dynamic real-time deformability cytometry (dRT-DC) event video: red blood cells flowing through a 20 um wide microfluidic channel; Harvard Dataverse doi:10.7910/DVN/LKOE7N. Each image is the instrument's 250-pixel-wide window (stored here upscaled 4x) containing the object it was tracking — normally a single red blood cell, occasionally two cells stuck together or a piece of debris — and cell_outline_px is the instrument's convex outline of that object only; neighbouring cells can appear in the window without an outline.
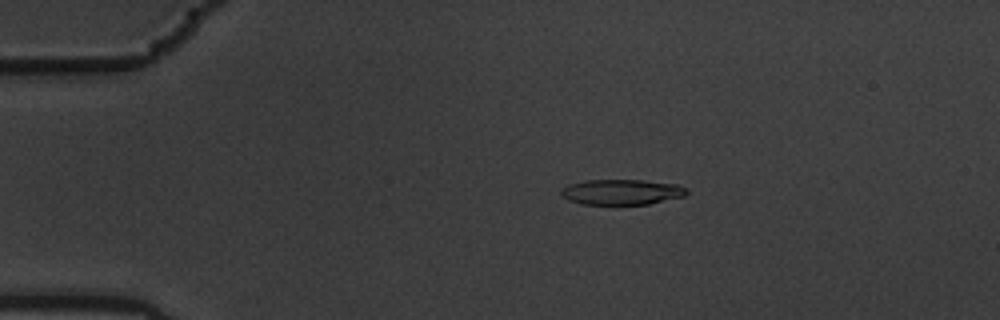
{"species": "common noctule bat (a hibernating species)", "species_latin": "Nyctalus noctula", "temperature_condition": "warm", "stored_images_in_passage": 49, "camera_frame_rate_fps": 3000, "um_per_image_px": 0.085, "animal": {"sex": "male", "body_mass_g": 19.5, "forearm_length_mm": 54.6}, "frame": {"image": 1, "passage_image": 5, "time_ms": 1.333, "image_size_px": [1000, 320], "cell_outline_px": [[688, 192], [684, 196], [648, 204], [580, 204], [568, 200], [560, 192], [568, 184], [584, 180], [644, 180], [680, 184], [688, 188]], "centroid_in_image_um": [52.88, 16.31], "position_along_channel_um": 32.1, "area_um2": 18.67}}
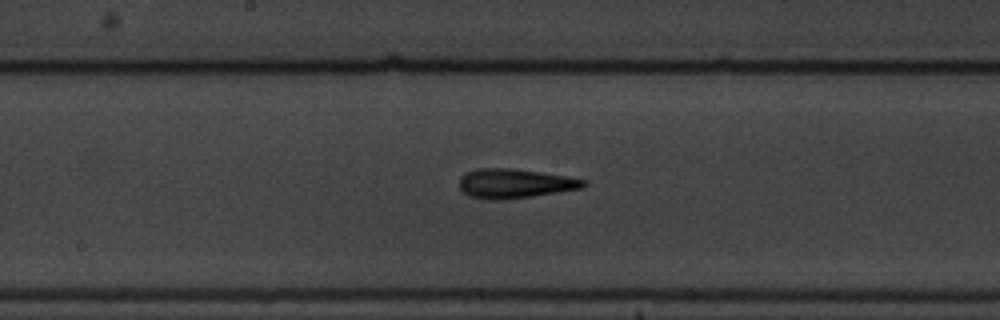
{"frame": {"image": 2, "passage_image": 24, "time_ms": 7.667, "image_size_px": [1000, 320], "cell_outline_px": [[588, 184], [580, 188], [560, 192], [532, 196], [500, 200], [496, 200], [468, 196], [460, 188], [460, 176], [464, 172], [476, 168], [512, 168], [568, 176], [588, 180]], "centroid_in_image_um": [43.76, 15.58], "position_along_channel_um": 204.4, "area_um2": 21.39}}
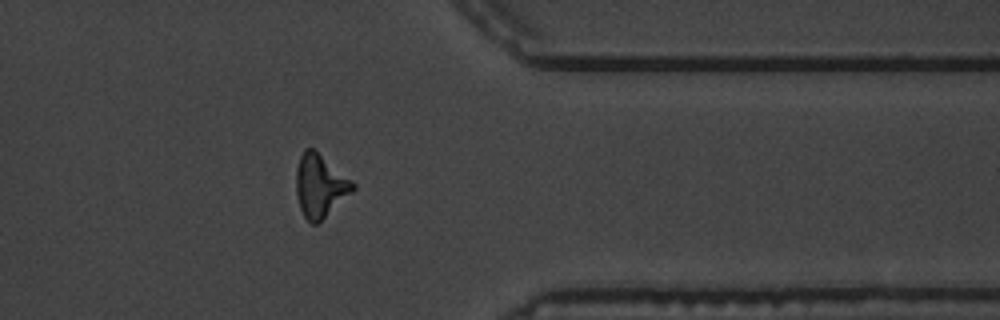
{"frame": {"image": 3, "passage_image": 40, "time_ms": 13.0, "image_size_px": [1000, 320], "cell_outline_px": [[356, 188], [352, 192], [316, 224], [312, 224], [304, 216], [300, 208], [296, 192], [296, 168], [300, 156], [304, 148], [312, 148], [352, 180], [356, 184]], "centroid_in_image_um": [27.19, 15.78], "position_along_channel_um": 384.2, "area_um2": 20.4}, "authors_computed_cell_mechanics": {"area_um2": 19.4786, "velocity_mm_per_s": 3.5616, "shape_relaxation_time_tau1_ms": 4.3199, "shape_relaxation_time_tau2_ms": 4.4755, "deformation_change_tau1": 0.2244, "deformation_change_tau2": 0.1793}}